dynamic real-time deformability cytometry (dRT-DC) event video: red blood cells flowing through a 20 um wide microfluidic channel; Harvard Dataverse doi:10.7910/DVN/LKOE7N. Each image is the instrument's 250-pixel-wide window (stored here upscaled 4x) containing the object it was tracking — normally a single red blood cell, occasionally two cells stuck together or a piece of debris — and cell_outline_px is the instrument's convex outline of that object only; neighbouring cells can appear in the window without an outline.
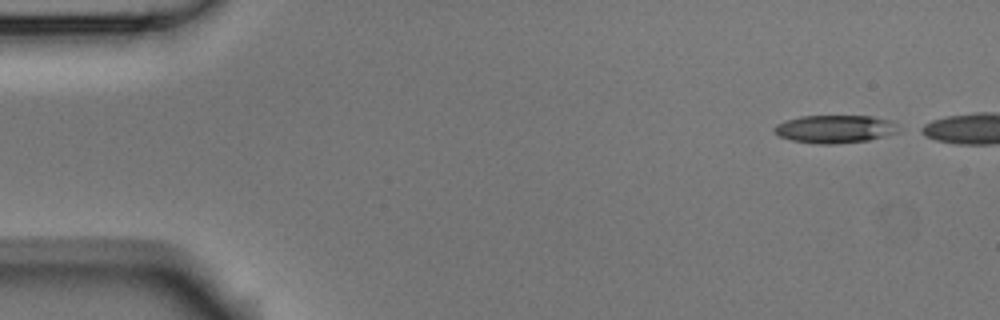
{"species": "Egyptian fruit bat (a non-hibernating species)", "species_latin": "Rousettus aegyptiacus", "temperature_condition": "room temperature", "stored_images_in_passage": 2, "camera_frame_rate_fps": 3000, "um_per_image_px": 0.085, "animal": {"sex": "male"}, "frame": {"image": 1, "passage_image": 1, "time_ms": 0.0, "image_size_px": [1000, 320], "cell_outline_px": [[900, 132], [868, 140], [832, 144], [820, 144], [792, 140], [780, 136], [772, 132], [772, 128], [776, 124], [784, 120], [800, 116], [872, 116], [888, 120]], "centroid_in_image_um": [70.88, 10.96], "position_along_channel_um": 14.1, "area_um2": 20.06}}